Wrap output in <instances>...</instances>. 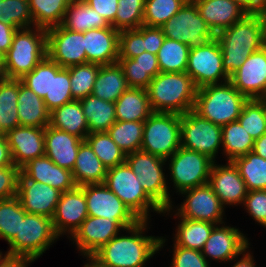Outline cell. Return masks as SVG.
I'll return each mask as SVG.
<instances>
[{
	"label": "cell",
	"instance_id": "c3c4849f",
	"mask_svg": "<svg viewBox=\"0 0 266 267\" xmlns=\"http://www.w3.org/2000/svg\"><path fill=\"white\" fill-rule=\"evenodd\" d=\"M145 0H118L115 20L110 24L119 31L137 29L143 25Z\"/></svg>",
	"mask_w": 266,
	"mask_h": 267
},
{
	"label": "cell",
	"instance_id": "11a10c76",
	"mask_svg": "<svg viewBox=\"0 0 266 267\" xmlns=\"http://www.w3.org/2000/svg\"><path fill=\"white\" fill-rule=\"evenodd\" d=\"M242 205L256 222L266 227V190L248 191Z\"/></svg>",
	"mask_w": 266,
	"mask_h": 267
},
{
	"label": "cell",
	"instance_id": "6f0895ef",
	"mask_svg": "<svg viewBox=\"0 0 266 267\" xmlns=\"http://www.w3.org/2000/svg\"><path fill=\"white\" fill-rule=\"evenodd\" d=\"M138 29L143 33L144 50L157 55L165 39L162 29L145 25H141Z\"/></svg>",
	"mask_w": 266,
	"mask_h": 267
},
{
	"label": "cell",
	"instance_id": "277c9868",
	"mask_svg": "<svg viewBox=\"0 0 266 267\" xmlns=\"http://www.w3.org/2000/svg\"><path fill=\"white\" fill-rule=\"evenodd\" d=\"M247 101L228 80L197 89L193 110L212 123L224 126L238 120Z\"/></svg>",
	"mask_w": 266,
	"mask_h": 267
},
{
	"label": "cell",
	"instance_id": "ffe728a7",
	"mask_svg": "<svg viewBox=\"0 0 266 267\" xmlns=\"http://www.w3.org/2000/svg\"><path fill=\"white\" fill-rule=\"evenodd\" d=\"M60 195L59 190L47 184L28 179L20 172L17 197L27 213L52 218Z\"/></svg>",
	"mask_w": 266,
	"mask_h": 267
},
{
	"label": "cell",
	"instance_id": "b9f144b4",
	"mask_svg": "<svg viewBox=\"0 0 266 267\" xmlns=\"http://www.w3.org/2000/svg\"><path fill=\"white\" fill-rule=\"evenodd\" d=\"M70 74L68 68L60 67L51 60V85L50 95L43 100L49 112L74 100L71 94Z\"/></svg>",
	"mask_w": 266,
	"mask_h": 267
},
{
	"label": "cell",
	"instance_id": "bcb514c9",
	"mask_svg": "<svg viewBox=\"0 0 266 267\" xmlns=\"http://www.w3.org/2000/svg\"><path fill=\"white\" fill-rule=\"evenodd\" d=\"M187 0H145L143 25L161 27L175 16Z\"/></svg>",
	"mask_w": 266,
	"mask_h": 267
},
{
	"label": "cell",
	"instance_id": "f546056e",
	"mask_svg": "<svg viewBox=\"0 0 266 267\" xmlns=\"http://www.w3.org/2000/svg\"><path fill=\"white\" fill-rule=\"evenodd\" d=\"M72 174L77 186L104 183L107 168L85 140L79 146Z\"/></svg>",
	"mask_w": 266,
	"mask_h": 267
},
{
	"label": "cell",
	"instance_id": "d4e9b609",
	"mask_svg": "<svg viewBox=\"0 0 266 267\" xmlns=\"http://www.w3.org/2000/svg\"><path fill=\"white\" fill-rule=\"evenodd\" d=\"M21 172L28 179L47 184L61 193L77 186L72 171L56 165L46 155L30 160L21 168Z\"/></svg>",
	"mask_w": 266,
	"mask_h": 267
},
{
	"label": "cell",
	"instance_id": "5bb4252c",
	"mask_svg": "<svg viewBox=\"0 0 266 267\" xmlns=\"http://www.w3.org/2000/svg\"><path fill=\"white\" fill-rule=\"evenodd\" d=\"M85 193L88 216L118 221L125 229L140 219L104 183L81 186Z\"/></svg>",
	"mask_w": 266,
	"mask_h": 267
},
{
	"label": "cell",
	"instance_id": "7c38bea8",
	"mask_svg": "<svg viewBox=\"0 0 266 267\" xmlns=\"http://www.w3.org/2000/svg\"><path fill=\"white\" fill-rule=\"evenodd\" d=\"M222 126L197 114L193 109L181 115V147L197 151L216 161L222 147Z\"/></svg>",
	"mask_w": 266,
	"mask_h": 267
},
{
	"label": "cell",
	"instance_id": "60d3db41",
	"mask_svg": "<svg viewBox=\"0 0 266 267\" xmlns=\"http://www.w3.org/2000/svg\"><path fill=\"white\" fill-rule=\"evenodd\" d=\"M143 131L144 121H116L107 133L127 155L141 150Z\"/></svg>",
	"mask_w": 266,
	"mask_h": 267
},
{
	"label": "cell",
	"instance_id": "d6a6232c",
	"mask_svg": "<svg viewBox=\"0 0 266 267\" xmlns=\"http://www.w3.org/2000/svg\"><path fill=\"white\" fill-rule=\"evenodd\" d=\"M61 26L84 33L91 29L109 27L110 24L83 0H71Z\"/></svg>",
	"mask_w": 266,
	"mask_h": 267
},
{
	"label": "cell",
	"instance_id": "91938a15",
	"mask_svg": "<svg viewBox=\"0 0 266 267\" xmlns=\"http://www.w3.org/2000/svg\"><path fill=\"white\" fill-rule=\"evenodd\" d=\"M16 30L14 27L0 22V56H4L8 52Z\"/></svg>",
	"mask_w": 266,
	"mask_h": 267
},
{
	"label": "cell",
	"instance_id": "f6af8a7d",
	"mask_svg": "<svg viewBox=\"0 0 266 267\" xmlns=\"http://www.w3.org/2000/svg\"><path fill=\"white\" fill-rule=\"evenodd\" d=\"M100 66L94 63H85L68 67L71 94L74 100H80L92 94Z\"/></svg>",
	"mask_w": 266,
	"mask_h": 267
},
{
	"label": "cell",
	"instance_id": "4fadbf2b",
	"mask_svg": "<svg viewBox=\"0 0 266 267\" xmlns=\"http://www.w3.org/2000/svg\"><path fill=\"white\" fill-rule=\"evenodd\" d=\"M186 73L197 89L229 80L230 76L223 68V54L216 38L204 47L190 49Z\"/></svg>",
	"mask_w": 266,
	"mask_h": 267
},
{
	"label": "cell",
	"instance_id": "1f68e13d",
	"mask_svg": "<svg viewBox=\"0 0 266 267\" xmlns=\"http://www.w3.org/2000/svg\"><path fill=\"white\" fill-rule=\"evenodd\" d=\"M117 121H145L153 110L147 89L128 88L115 102Z\"/></svg>",
	"mask_w": 266,
	"mask_h": 267
},
{
	"label": "cell",
	"instance_id": "e7e4bbea",
	"mask_svg": "<svg viewBox=\"0 0 266 267\" xmlns=\"http://www.w3.org/2000/svg\"><path fill=\"white\" fill-rule=\"evenodd\" d=\"M242 7L246 13L254 14L261 6L263 0H231Z\"/></svg>",
	"mask_w": 266,
	"mask_h": 267
},
{
	"label": "cell",
	"instance_id": "f5cc1de1",
	"mask_svg": "<svg viewBox=\"0 0 266 267\" xmlns=\"http://www.w3.org/2000/svg\"><path fill=\"white\" fill-rule=\"evenodd\" d=\"M143 52H145L143 33L138 28L119 32L118 59H132Z\"/></svg>",
	"mask_w": 266,
	"mask_h": 267
},
{
	"label": "cell",
	"instance_id": "681fc988",
	"mask_svg": "<svg viewBox=\"0 0 266 267\" xmlns=\"http://www.w3.org/2000/svg\"><path fill=\"white\" fill-rule=\"evenodd\" d=\"M20 200L17 196L0 200V238L8 244L19 233Z\"/></svg>",
	"mask_w": 266,
	"mask_h": 267
},
{
	"label": "cell",
	"instance_id": "44dd1931",
	"mask_svg": "<svg viewBox=\"0 0 266 267\" xmlns=\"http://www.w3.org/2000/svg\"><path fill=\"white\" fill-rule=\"evenodd\" d=\"M249 245L246 235L241 233L238 228L223 224L220 227L218 224L211 231L201 252L206 260L209 257L215 261L231 262L246 248H249Z\"/></svg>",
	"mask_w": 266,
	"mask_h": 267
},
{
	"label": "cell",
	"instance_id": "d6986e66",
	"mask_svg": "<svg viewBox=\"0 0 266 267\" xmlns=\"http://www.w3.org/2000/svg\"><path fill=\"white\" fill-rule=\"evenodd\" d=\"M88 217L85 193L81 186L61 193L52 217L56 234L61 237L65 233L72 236Z\"/></svg>",
	"mask_w": 266,
	"mask_h": 267
},
{
	"label": "cell",
	"instance_id": "484cf974",
	"mask_svg": "<svg viewBox=\"0 0 266 267\" xmlns=\"http://www.w3.org/2000/svg\"><path fill=\"white\" fill-rule=\"evenodd\" d=\"M214 34L229 28L247 13L231 0H192Z\"/></svg>",
	"mask_w": 266,
	"mask_h": 267
},
{
	"label": "cell",
	"instance_id": "52a82bcc",
	"mask_svg": "<svg viewBox=\"0 0 266 267\" xmlns=\"http://www.w3.org/2000/svg\"><path fill=\"white\" fill-rule=\"evenodd\" d=\"M126 162L136 174L146 194L163 210V214H169L173 204L167 186L168 180L163 172L167 161L140 150L127 154Z\"/></svg>",
	"mask_w": 266,
	"mask_h": 267
},
{
	"label": "cell",
	"instance_id": "816d5d0a",
	"mask_svg": "<svg viewBox=\"0 0 266 267\" xmlns=\"http://www.w3.org/2000/svg\"><path fill=\"white\" fill-rule=\"evenodd\" d=\"M21 82L40 98L50 95L51 59L46 56L31 72L21 78Z\"/></svg>",
	"mask_w": 266,
	"mask_h": 267
},
{
	"label": "cell",
	"instance_id": "f907efd6",
	"mask_svg": "<svg viewBox=\"0 0 266 267\" xmlns=\"http://www.w3.org/2000/svg\"><path fill=\"white\" fill-rule=\"evenodd\" d=\"M238 121L254 140L266 133L264 110L256 99H250L243 105Z\"/></svg>",
	"mask_w": 266,
	"mask_h": 267
},
{
	"label": "cell",
	"instance_id": "be15d7a7",
	"mask_svg": "<svg viewBox=\"0 0 266 267\" xmlns=\"http://www.w3.org/2000/svg\"><path fill=\"white\" fill-rule=\"evenodd\" d=\"M247 249L248 248H246L242 252V258H240V260H236V258L238 259L239 257H235L232 260V262L236 261V263H234L232 267H256V264L253 259V255Z\"/></svg>",
	"mask_w": 266,
	"mask_h": 267
},
{
	"label": "cell",
	"instance_id": "4316f807",
	"mask_svg": "<svg viewBox=\"0 0 266 267\" xmlns=\"http://www.w3.org/2000/svg\"><path fill=\"white\" fill-rule=\"evenodd\" d=\"M45 155L56 165L73 170L80 144L84 141L65 131L45 127Z\"/></svg>",
	"mask_w": 266,
	"mask_h": 267
},
{
	"label": "cell",
	"instance_id": "89a4df30",
	"mask_svg": "<svg viewBox=\"0 0 266 267\" xmlns=\"http://www.w3.org/2000/svg\"><path fill=\"white\" fill-rule=\"evenodd\" d=\"M88 261V263H86L85 265H83L84 267H101L100 265H98L93 259H91L90 257L86 258Z\"/></svg>",
	"mask_w": 266,
	"mask_h": 267
},
{
	"label": "cell",
	"instance_id": "836d02e7",
	"mask_svg": "<svg viewBox=\"0 0 266 267\" xmlns=\"http://www.w3.org/2000/svg\"><path fill=\"white\" fill-rule=\"evenodd\" d=\"M129 88L122 68L118 63L100 66L92 94L115 103Z\"/></svg>",
	"mask_w": 266,
	"mask_h": 267
},
{
	"label": "cell",
	"instance_id": "ba28073f",
	"mask_svg": "<svg viewBox=\"0 0 266 267\" xmlns=\"http://www.w3.org/2000/svg\"><path fill=\"white\" fill-rule=\"evenodd\" d=\"M104 184L140 219L149 220L150 210H163L146 194L127 162L107 169Z\"/></svg>",
	"mask_w": 266,
	"mask_h": 267
},
{
	"label": "cell",
	"instance_id": "d590c367",
	"mask_svg": "<svg viewBox=\"0 0 266 267\" xmlns=\"http://www.w3.org/2000/svg\"><path fill=\"white\" fill-rule=\"evenodd\" d=\"M179 224L177 226L176 234L174 235L173 246H181L187 249L202 250L206 240L209 238L211 231L216 224L190 220L187 218H181L177 214Z\"/></svg>",
	"mask_w": 266,
	"mask_h": 267
},
{
	"label": "cell",
	"instance_id": "74e56055",
	"mask_svg": "<svg viewBox=\"0 0 266 267\" xmlns=\"http://www.w3.org/2000/svg\"><path fill=\"white\" fill-rule=\"evenodd\" d=\"M221 139L223 154L226 155L228 161L251 152L254 147V139L238 120L222 126Z\"/></svg>",
	"mask_w": 266,
	"mask_h": 267
},
{
	"label": "cell",
	"instance_id": "ab89813d",
	"mask_svg": "<svg viewBox=\"0 0 266 267\" xmlns=\"http://www.w3.org/2000/svg\"><path fill=\"white\" fill-rule=\"evenodd\" d=\"M232 162L238 168L248 191L266 190V159L251 151Z\"/></svg>",
	"mask_w": 266,
	"mask_h": 267
},
{
	"label": "cell",
	"instance_id": "e0dca14e",
	"mask_svg": "<svg viewBox=\"0 0 266 267\" xmlns=\"http://www.w3.org/2000/svg\"><path fill=\"white\" fill-rule=\"evenodd\" d=\"M229 81L248 100L266 96V45L253 52Z\"/></svg>",
	"mask_w": 266,
	"mask_h": 267
},
{
	"label": "cell",
	"instance_id": "9f6ffc18",
	"mask_svg": "<svg viewBox=\"0 0 266 267\" xmlns=\"http://www.w3.org/2000/svg\"><path fill=\"white\" fill-rule=\"evenodd\" d=\"M20 172L15 165L0 168V200L17 196Z\"/></svg>",
	"mask_w": 266,
	"mask_h": 267
},
{
	"label": "cell",
	"instance_id": "2644e50d",
	"mask_svg": "<svg viewBox=\"0 0 266 267\" xmlns=\"http://www.w3.org/2000/svg\"><path fill=\"white\" fill-rule=\"evenodd\" d=\"M263 107L265 118H266V96L256 99Z\"/></svg>",
	"mask_w": 266,
	"mask_h": 267
},
{
	"label": "cell",
	"instance_id": "9c48e42d",
	"mask_svg": "<svg viewBox=\"0 0 266 267\" xmlns=\"http://www.w3.org/2000/svg\"><path fill=\"white\" fill-rule=\"evenodd\" d=\"M181 115L153 112L144 121L141 151L164 160L181 147Z\"/></svg>",
	"mask_w": 266,
	"mask_h": 267
},
{
	"label": "cell",
	"instance_id": "8992f818",
	"mask_svg": "<svg viewBox=\"0 0 266 267\" xmlns=\"http://www.w3.org/2000/svg\"><path fill=\"white\" fill-rule=\"evenodd\" d=\"M59 238L56 234L52 218L27 213L20 202L19 233L9 243L5 253L19 256L34 262Z\"/></svg>",
	"mask_w": 266,
	"mask_h": 267
},
{
	"label": "cell",
	"instance_id": "f1b7e54d",
	"mask_svg": "<svg viewBox=\"0 0 266 267\" xmlns=\"http://www.w3.org/2000/svg\"><path fill=\"white\" fill-rule=\"evenodd\" d=\"M129 88L147 89L152 79L160 73L157 55L143 52L132 59H118Z\"/></svg>",
	"mask_w": 266,
	"mask_h": 267
},
{
	"label": "cell",
	"instance_id": "6125c7cd",
	"mask_svg": "<svg viewBox=\"0 0 266 267\" xmlns=\"http://www.w3.org/2000/svg\"><path fill=\"white\" fill-rule=\"evenodd\" d=\"M14 165L6 135H0V168Z\"/></svg>",
	"mask_w": 266,
	"mask_h": 267
},
{
	"label": "cell",
	"instance_id": "03108f58",
	"mask_svg": "<svg viewBox=\"0 0 266 267\" xmlns=\"http://www.w3.org/2000/svg\"><path fill=\"white\" fill-rule=\"evenodd\" d=\"M252 152L256 155L266 159V133L254 140V147Z\"/></svg>",
	"mask_w": 266,
	"mask_h": 267
},
{
	"label": "cell",
	"instance_id": "5b68a950",
	"mask_svg": "<svg viewBox=\"0 0 266 267\" xmlns=\"http://www.w3.org/2000/svg\"><path fill=\"white\" fill-rule=\"evenodd\" d=\"M46 56V29L36 26L17 29L11 47L3 56L7 78L21 79Z\"/></svg>",
	"mask_w": 266,
	"mask_h": 267
},
{
	"label": "cell",
	"instance_id": "ac0fdd59",
	"mask_svg": "<svg viewBox=\"0 0 266 267\" xmlns=\"http://www.w3.org/2000/svg\"><path fill=\"white\" fill-rule=\"evenodd\" d=\"M120 230L124 232L125 228L118 221L88 216L70 240L75 242L81 255L88 258L118 235Z\"/></svg>",
	"mask_w": 266,
	"mask_h": 267
},
{
	"label": "cell",
	"instance_id": "7a4b0ae2",
	"mask_svg": "<svg viewBox=\"0 0 266 267\" xmlns=\"http://www.w3.org/2000/svg\"><path fill=\"white\" fill-rule=\"evenodd\" d=\"M215 38L223 54V68L229 76L253 52L266 45L258 17L248 13L229 28L215 34Z\"/></svg>",
	"mask_w": 266,
	"mask_h": 267
},
{
	"label": "cell",
	"instance_id": "8fae6325",
	"mask_svg": "<svg viewBox=\"0 0 266 267\" xmlns=\"http://www.w3.org/2000/svg\"><path fill=\"white\" fill-rule=\"evenodd\" d=\"M166 159L173 186L179 194L185 190L207 184L214 161L197 151L180 147Z\"/></svg>",
	"mask_w": 266,
	"mask_h": 267
},
{
	"label": "cell",
	"instance_id": "cb8c5ba5",
	"mask_svg": "<svg viewBox=\"0 0 266 267\" xmlns=\"http://www.w3.org/2000/svg\"><path fill=\"white\" fill-rule=\"evenodd\" d=\"M119 32L111 25L84 32L86 63H94L101 66L117 63Z\"/></svg>",
	"mask_w": 266,
	"mask_h": 267
},
{
	"label": "cell",
	"instance_id": "680465c9",
	"mask_svg": "<svg viewBox=\"0 0 266 267\" xmlns=\"http://www.w3.org/2000/svg\"><path fill=\"white\" fill-rule=\"evenodd\" d=\"M109 24L115 20L118 11V0H83Z\"/></svg>",
	"mask_w": 266,
	"mask_h": 267
},
{
	"label": "cell",
	"instance_id": "7bdbcfd3",
	"mask_svg": "<svg viewBox=\"0 0 266 267\" xmlns=\"http://www.w3.org/2000/svg\"><path fill=\"white\" fill-rule=\"evenodd\" d=\"M189 51L188 45L165 38L157 53L160 72H186Z\"/></svg>",
	"mask_w": 266,
	"mask_h": 267
},
{
	"label": "cell",
	"instance_id": "a7ac6f4b",
	"mask_svg": "<svg viewBox=\"0 0 266 267\" xmlns=\"http://www.w3.org/2000/svg\"><path fill=\"white\" fill-rule=\"evenodd\" d=\"M6 73L4 68V60H0V82L6 79Z\"/></svg>",
	"mask_w": 266,
	"mask_h": 267
},
{
	"label": "cell",
	"instance_id": "9a60e30c",
	"mask_svg": "<svg viewBox=\"0 0 266 267\" xmlns=\"http://www.w3.org/2000/svg\"><path fill=\"white\" fill-rule=\"evenodd\" d=\"M186 199L177 207L176 214L181 218L224 224V206L207 183L181 192Z\"/></svg>",
	"mask_w": 266,
	"mask_h": 267
},
{
	"label": "cell",
	"instance_id": "94428289",
	"mask_svg": "<svg viewBox=\"0 0 266 267\" xmlns=\"http://www.w3.org/2000/svg\"><path fill=\"white\" fill-rule=\"evenodd\" d=\"M32 263L30 260L19 257L2 254L0 256V267H28Z\"/></svg>",
	"mask_w": 266,
	"mask_h": 267
},
{
	"label": "cell",
	"instance_id": "2e32d148",
	"mask_svg": "<svg viewBox=\"0 0 266 267\" xmlns=\"http://www.w3.org/2000/svg\"><path fill=\"white\" fill-rule=\"evenodd\" d=\"M47 56L62 68L85 64L84 33L63 28L61 25L46 30Z\"/></svg>",
	"mask_w": 266,
	"mask_h": 267
},
{
	"label": "cell",
	"instance_id": "db71d44e",
	"mask_svg": "<svg viewBox=\"0 0 266 267\" xmlns=\"http://www.w3.org/2000/svg\"><path fill=\"white\" fill-rule=\"evenodd\" d=\"M171 267H209V261L205 259L200 250L187 249L181 246H173Z\"/></svg>",
	"mask_w": 266,
	"mask_h": 267
},
{
	"label": "cell",
	"instance_id": "7dc6e473",
	"mask_svg": "<svg viewBox=\"0 0 266 267\" xmlns=\"http://www.w3.org/2000/svg\"><path fill=\"white\" fill-rule=\"evenodd\" d=\"M0 22L15 29L34 26L28 0H2L0 2Z\"/></svg>",
	"mask_w": 266,
	"mask_h": 267
},
{
	"label": "cell",
	"instance_id": "6da1fadb",
	"mask_svg": "<svg viewBox=\"0 0 266 267\" xmlns=\"http://www.w3.org/2000/svg\"><path fill=\"white\" fill-rule=\"evenodd\" d=\"M148 220H140L132 227L125 229L130 234L112 238L90 258L101 267H145L157 251L164 247V237L146 236Z\"/></svg>",
	"mask_w": 266,
	"mask_h": 267
},
{
	"label": "cell",
	"instance_id": "603a6c76",
	"mask_svg": "<svg viewBox=\"0 0 266 267\" xmlns=\"http://www.w3.org/2000/svg\"><path fill=\"white\" fill-rule=\"evenodd\" d=\"M45 128L17 126L5 135L12 160L20 169L30 160L45 155Z\"/></svg>",
	"mask_w": 266,
	"mask_h": 267
},
{
	"label": "cell",
	"instance_id": "83f0119b",
	"mask_svg": "<svg viewBox=\"0 0 266 267\" xmlns=\"http://www.w3.org/2000/svg\"><path fill=\"white\" fill-rule=\"evenodd\" d=\"M18 117L19 126L45 128L50 123V112L43 98L26 87L18 79Z\"/></svg>",
	"mask_w": 266,
	"mask_h": 267
},
{
	"label": "cell",
	"instance_id": "30bf717a",
	"mask_svg": "<svg viewBox=\"0 0 266 267\" xmlns=\"http://www.w3.org/2000/svg\"><path fill=\"white\" fill-rule=\"evenodd\" d=\"M160 28L165 38L184 43L190 49L204 47L215 38L192 0H187L178 13Z\"/></svg>",
	"mask_w": 266,
	"mask_h": 267
},
{
	"label": "cell",
	"instance_id": "e575fe53",
	"mask_svg": "<svg viewBox=\"0 0 266 267\" xmlns=\"http://www.w3.org/2000/svg\"><path fill=\"white\" fill-rule=\"evenodd\" d=\"M89 133L107 132L117 121L115 103L100 99L93 94L80 100Z\"/></svg>",
	"mask_w": 266,
	"mask_h": 267
},
{
	"label": "cell",
	"instance_id": "4dcf8cb0",
	"mask_svg": "<svg viewBox=\"0 0 266 267\" xmlns=\"http://www.w3.org/2000/svg\"><path fill=\"white\" fill-rule=\"evenodd\" d=\"M50 126L85 140L89 128L79 100H72L50 112Z\"/></svg>",
	"mask_w": 266,
	"mask_h": 267
},
{
	"label": "cell",
	"instance_id": "8d00e7d4",
	"mask_svg": "<svg viewBox=\"0 0 266 267\" xmlns=\"http://www.w3.org/2000/svg\"><path fill=\"white\" fill-rule=\"evenodd\" d=\"M18 79L6 78L0 82V135L19 126Z\"/></svg>",
	"mask_w": 266,
	"mask_h": 267
},
{
	"label": "cell",
	"instance_id": "3957f363",
	"mask_svg": "<svg viewBox=\"0 0 266 267\" xmlns=\"http://www.w3.org/2000/svg\"><path fill=\"white\" fill-rule=\"evenodd\" d=\"M147 92L153 112L183 115L194 108L197 88L186 72H160Z\"/></svg>",
	"mask_w": 266,
	"mask_h": 267
},
{
	"label": "cell",
	"instance_id": "7402d4cb",
	"mask_svg": "<svg viewBox=\"0 0 266 267\" xmlns=\"http://www.w3.org/2000/svg\"><path fill=\"white\" fill-rule=\"evenodd\" d=\"M208 184L224 207L243 204L248 193L246 184L232 161H227L226 165L214 162Z\"/></svg>",
	"mask_w": 266,
	"mask_h": 267
},
{
	"label": "cell",
	"instance_id": "003e7915",
	"mask_svg": "<svg viewBox=\"0 0 266 267\" xmlns=\"http://www.w3.org/2000/svg\"><path fill=\"white\" fill-rule=\"evenodd\" d=\"M260 22L264 38L266 40V0H263L260 8L254 13Z\"/></svg>",
	"mask_w": 266,
	"mask_h": 267
},
{
	"label": "cell",
	"instance_id": "f35d334b",
	"mask_svg": "<svg viewBox=\"0 0 266 267\" xmlns=\"http://www.w3.org/2000/svg\"><path fill=\"white\" fill-rule=\"evenodd\" d=\"M71 0H28L33 23L49 29L61 25Z\"/></svg>",
	"mask_w": 266,
	"mask_h": 267
},
{
	"label": "cell",
	"instance_id": "ee69618b",
	"mask_svg": "<svg viewBox=\"0 0 266 267\" xmlns=\"http://www.w3.org/2000/svg\"><path fill=\"white\" fill-rule=\"evenodd\" d=\"M85 141L107 169L126 162V153L117 146L107 132L89 133Z\"/></svg>",
	"mask_w": 266,
	"mask_h": 267
}]
</instances>
